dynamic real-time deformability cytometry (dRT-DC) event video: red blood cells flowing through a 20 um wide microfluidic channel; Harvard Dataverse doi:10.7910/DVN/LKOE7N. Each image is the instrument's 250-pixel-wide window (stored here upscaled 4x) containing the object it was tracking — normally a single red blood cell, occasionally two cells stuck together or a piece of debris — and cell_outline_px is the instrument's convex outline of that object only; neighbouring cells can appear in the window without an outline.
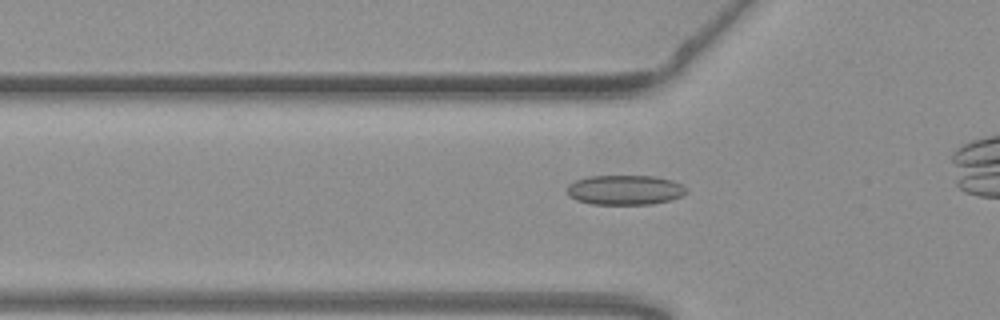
{"species": "common noctule bat (a hibernating species)", "species_latin": "Nyctalus noctula", "temperature_condition": "warm", "stored_images_in_passage": 29, "camera_frame_rate_fps": 3000, "um_per_image_px": 0.085, "animal": {"sex": "female", "body_mass_g": 19.3, "forearm_length_mm": 54.1}, "frame": {"image": 1, "passage_image": 3, "time_ms": 0.667, "image_size_px": [1000, 320], "cell_outline_px": [[688, 192], [672, 200], [652, 204], [592, 204], [576, 200], [568, 196], [568, 184], [576, 180], [588, 176], [656, 176], [672, 180], [688, 188]], "centroid_in_image_um": [53.13, 16.14], "position_along_channel_um": 72.7, "area_um2": 20.81}}
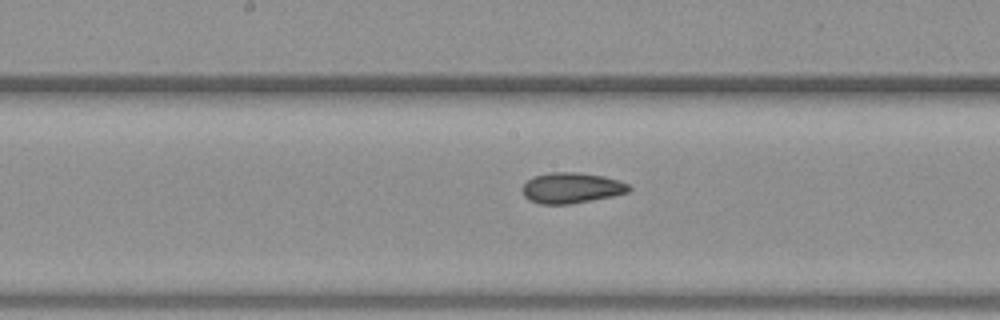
{"frame": {"image": 2, "passage_image": 13, "time_ms": 4.0, "image_size_px": [1000, 320], "cell_outline_px": [[632, 188], [628, 192], [612, 196], [572, 204], [540, 204], [528, 200], [524, 196], [524, 184], [532, 176], [552, 172], [576, 172], [604, 176], [620, 180], [628, 184]], "centroid_in_image_um": [48.59, 15.97], "position_along_channel_um": 199.6, "area_um2": 19.07}}
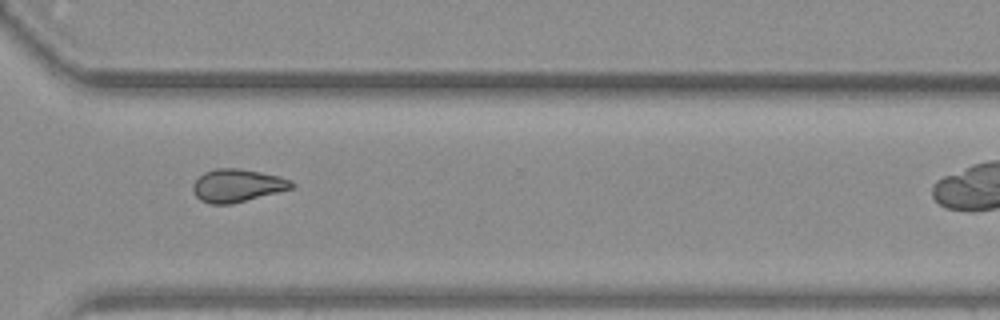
{"frame": {"image": 3, "passage_image": 25, "time_ms": 8.0, "image_size_px": [1000, 320], "cell_outline_px": [[296, 184], [292, 188], [232, 204], [208, 204], [200, 200], [192, 192], [192, 184], [204, 172], [216, 168], [240, 168], [280, 176], [292, 180]], "centroid_in_image_um": [20.15, 15.77], "position_along_channel_um": 350.4, "area_um2": 19.02}}